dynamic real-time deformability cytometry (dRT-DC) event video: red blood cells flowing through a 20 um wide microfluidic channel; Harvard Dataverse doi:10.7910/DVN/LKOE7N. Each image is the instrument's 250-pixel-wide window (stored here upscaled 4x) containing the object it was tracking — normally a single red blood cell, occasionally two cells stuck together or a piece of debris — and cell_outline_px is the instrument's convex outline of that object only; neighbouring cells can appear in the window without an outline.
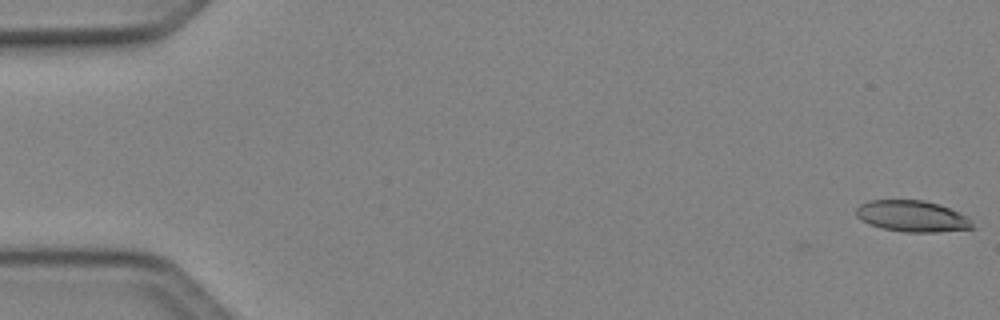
{"species": "Egyptian fruit bat (a non-hibernating species)", "species_latin": "Rousettus aegyptiacus", "temperature_condition": "cold", "stored_images_in_passage": 13, "camera_frame_rate_fps": 3000, "um_per_image_px": 0.085, "animal": {"sex": "female"}, "frame": {"image": 1, "passage_image": 1, "time_ms": 0.0, "image_size_px": [1000, 320], "cell_outline_px": [[976, 228], [936, 232], [904, 232], [880, 228], [868, 224], [860, 220], [856, 216], [856, 208], [860, 204], [868, 200], [924, 200], [940, 204], [968, 216]], "centroid_in_image_um": [77.53, 18.38], "position_along_channel_um": 7.5, "area_um2": 21.5}}
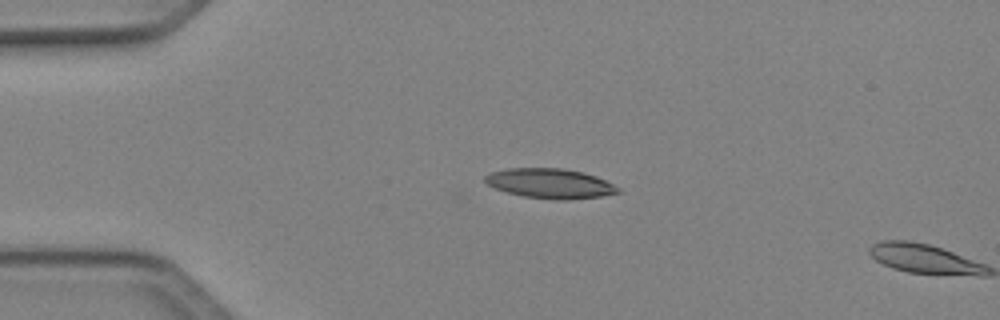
{"frame": {"image": 2, "passage_image": 12, "time_ms": 3.667, "image_size_px": [1000, 320], "cell_outline_px": [[620, 192], [600, 196], [564, 200], [556, 200], [524, 196], [508, 192], [496, 188], [488, 184], [484, 180], [484, 176], [488, 172], [508, 168], [560, 168], [584, 172], [596, 176], [620, 188]], "centroid_in_image_um": [46.73, 15.58], "position_along_channel_um": 38.3, "area_um2": 22.95}}